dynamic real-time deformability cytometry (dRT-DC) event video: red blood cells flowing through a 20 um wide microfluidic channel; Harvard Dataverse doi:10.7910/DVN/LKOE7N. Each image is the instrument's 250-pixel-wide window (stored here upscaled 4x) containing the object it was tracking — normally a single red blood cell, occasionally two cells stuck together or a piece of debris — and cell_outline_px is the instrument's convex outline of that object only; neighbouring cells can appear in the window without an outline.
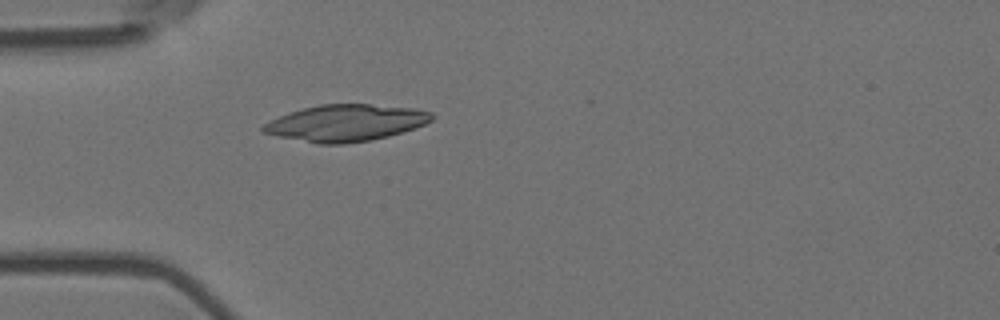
{"species": "Egyptian fruit bat (a non-hibernating species)", "species_latin": "Rousettus aegyptiacus", "temperature_condition": "room temperature", "stored_images_in_passage": 1, "camera_frame_rate_fps": 3000, "um_per_image_px": 0.085, "animal": {"sex": "female"}, "frame": {"image": 1, "passage_image": 1, "time_ms": 0.0, "image_size_px": [1000, 320], "cell_outline_px": [[436, 116], [432, 120], [416, 128], [388, 136], [372, 140], [344, 144], [316, 144], [280, 136], [264, 132], [260, 128], [264, 124], [280, 116], [304, 108], [320, 104], [368, 104], [412, 108], [432, 112]], "centroid_in_image_um": [29.44, 10.45], "position_along_channel_um": 55.6, "area_um2": 35.78}}